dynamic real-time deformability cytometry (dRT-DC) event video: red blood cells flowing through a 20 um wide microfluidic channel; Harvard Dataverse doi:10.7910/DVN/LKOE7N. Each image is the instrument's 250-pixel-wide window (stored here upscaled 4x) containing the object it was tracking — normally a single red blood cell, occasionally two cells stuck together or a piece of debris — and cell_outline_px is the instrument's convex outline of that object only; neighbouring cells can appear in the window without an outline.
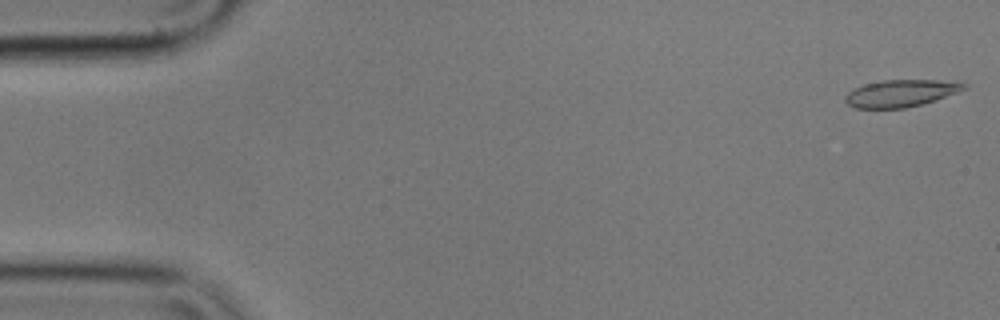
{"species": "common noctule bat (a hibernating species)", "species_latin": "Nyctalus noctula", "temperature_condition": "cold", "stored_images_in_passage": 56, "camera_frame_rate_fps": 3000, "um_per_image_px": 0.085, "animal": {"sex": "male", "body_mass_g": 17.9}, "frame": {"image": 1, "passage_image": 1, "time_ms": 0.0, "image_size_px": [1000, 320], "cell_outline_px": [[968, 88], [936, 100], [904, 108], [856, 108], [848, 104], [844, 100], [844, 96], [852, 88], [864, 84], [880, 80], [936, 80], [968, 84]], "centroid_in_image_um": [76.53, 7.92], "position_along_channel_um": 8.5, "area_um2": 18.73}}
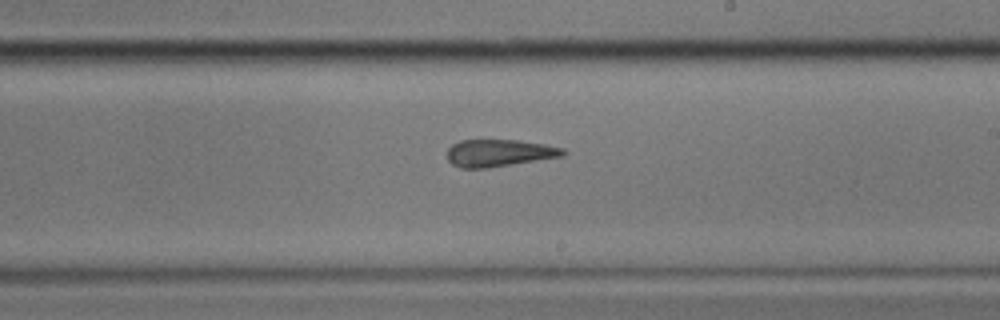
{"frame": {"image": 2, "passage_image": 32, "time_ms": 10.333, "image_size_px": [1000, 320], "cell_outline_px": [[568, 152], [564, 156], [488, 168], [460, 168], [452, 164], [448, 160], [448, 148], [452, 144], [460, 140], [516, 140], [544, 144], [564, 148]], "centroid_in_image_um": [42.44, 13.0], "position_along_channel_um": 246.6, "area_um2": 18.44}}
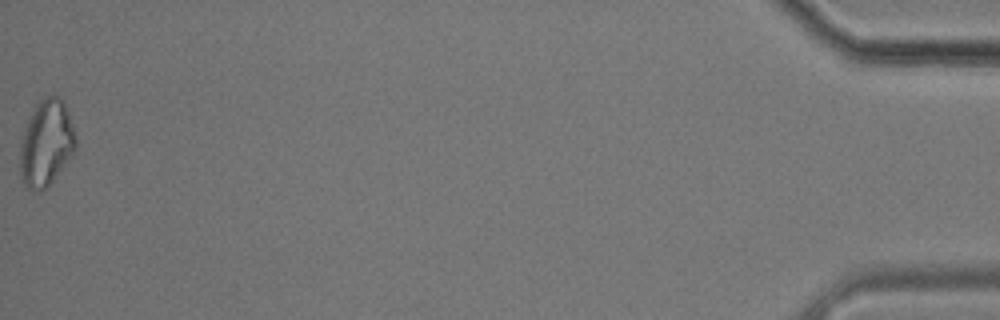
{"frame": {"image": 3, "passage_image": 56, "time_ms": 18.333, "image_size_px": [1000, 320], "cell_outline_px": [[76, 148], [72, 156], [52, 180], [44, 188], [36, 192], [28, 188], [24, 184], [20, 172], [20, 144], [24, 128], [36, 104], [40, 100], [48, 96], [60, 96], [68, 112], [76, 136]], "centroid_in_image_um": [3.93, 12.16], "position_along_channel_um": 431.3, "area_um2": 27.69}, "authors_computed_cell_mechanics": {"area_um2": 19.6231, "velocity_mm_per_s": 3.5373, "shape_relaxation_time_tau1_ms": null, "shape_relaxation_time_tau2_ms": 4.9937, "deformation_change_tau1": null, "deformation_change_tau2": 0.1462}}